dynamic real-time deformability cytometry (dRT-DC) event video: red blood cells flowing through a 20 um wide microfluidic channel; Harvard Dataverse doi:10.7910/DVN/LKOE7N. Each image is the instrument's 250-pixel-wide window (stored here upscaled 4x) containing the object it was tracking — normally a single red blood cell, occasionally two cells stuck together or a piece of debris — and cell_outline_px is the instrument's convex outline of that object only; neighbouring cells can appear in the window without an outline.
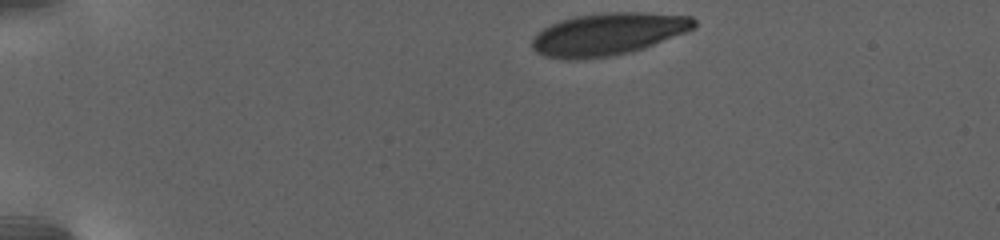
{"species": "human", "species_latin": "Homo sapiens", "temperature_condition": "warm", "stored_images_in_passage": 52, "camera_frame_rate_fps": 3000, "um_per_image_px": 0.085, "donor": {"sex": "female"}, "frame": {"image": 1, "passage_image": 1, "time_ms": 0.0, "image_size_px": [1000, 240], "cell_outline_px": [[696, 28], [652, 44], [628, 52], [608, 56], [568, 60], [544, 56], [536, 52], [532, 48], [532, 40], [536, 32], [560, 20], [576, 16], [604, 12], [644, 12], [692, 16], [696, 20]], "centroid_in_image_um": [51.66, 2.88], "position_along_channel_um": 33.3, "area_um2": 39.65}}
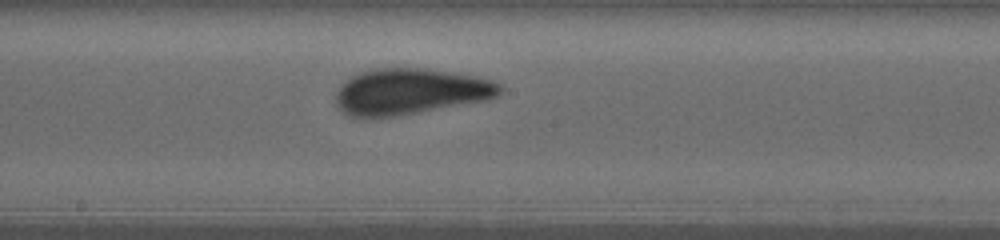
{"frame": {"image": 2, "passage_image": 30, "time_ms": 9.667, "image_size_px": [1000, 240], "cell_outline_px": [[504, 88], [496, 96], [488, 100], [396, 116], [372, 120], [364, 120], [352, 116], [344, 112], [340, 108], [336, 100], [336, 92], [352, 76], [360, 72], [380, 68], [424, 68], [476, 76], [492, 80], [500, 84]], "centroid_in_image_um": [34.88, 7.81], "position_along_channel_um": 213.3, "area_um2": 44.16}}
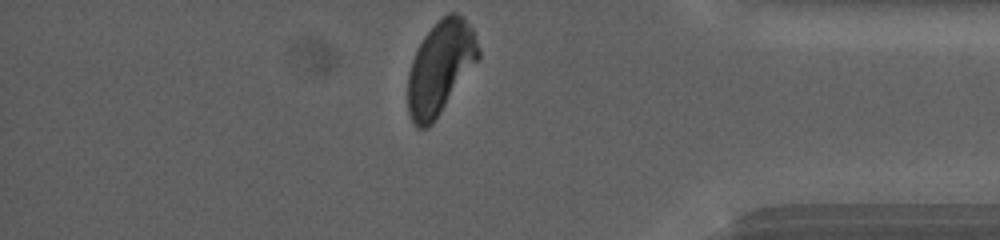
{"frame": {"image": 3, "passage_image": 52, "time_ms": 17.333, "image_size_px": [1000, 240], "cell_outline_px": [[480, 56], [432, 124], [428, 128], [416, 128], [408, 112], [408, 72], [412, 60], [424, 36], [448, 12], [456, 12], [472, 28], [480, 48]], "centroid_in_image_um": [37.41, 5.76], "position_along_channel_um": 397.8, "area_um2": 37.45}, "authors_computed_cell_mechanics": {"area_um2": 42.8009, "velocity_mm_per_s": 2.6776, "shape_relaxation_time_tau1_ms": 5.8465, "shape_relaxation_time_tau2_ms": null, "deformation_change_tau1": 0.1476, "deformation_change_tau2": null}}